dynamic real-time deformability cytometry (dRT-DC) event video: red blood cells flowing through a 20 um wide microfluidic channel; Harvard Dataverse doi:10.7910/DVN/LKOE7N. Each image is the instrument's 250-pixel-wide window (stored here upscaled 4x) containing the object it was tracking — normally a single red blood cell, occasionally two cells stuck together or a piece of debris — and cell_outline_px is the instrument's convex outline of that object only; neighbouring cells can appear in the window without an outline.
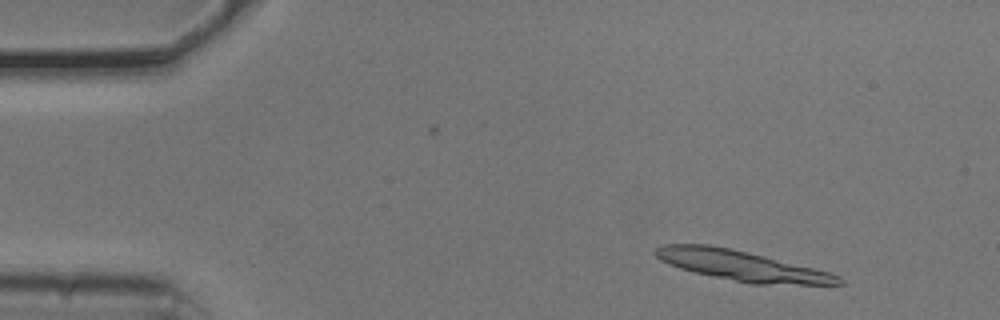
{"species": "common noctule bat (a hibernating species)", "species_latin": "Nyctalus noctula", "temperature_condition": "cold", "stored_images_in_passage": 14, "camera_frame_rate_fps": 3000, "um_per_image_px": 0.085, "animal": {"sex": "male", "body_mass_g": 20.5, "forearm_length_mm": 52.5}, "frame": {"image": 1, "passage_image": 4, "time_ms": 1.0, "image_size_px": [1000, 320], "cell_outline_px": [[844, 284], [752, 284], [696, 272], [680, 268], [668, 264], [660, 260], [652, 252], [656, 248], [664, 244], [708, 244], [732, 248], [828, 272], [840, 276], [844, 280]], "centroid_in_image_um": [62.99, 22.56], "position_along_channel_um": 22.0, "area_um2": 31.67}}